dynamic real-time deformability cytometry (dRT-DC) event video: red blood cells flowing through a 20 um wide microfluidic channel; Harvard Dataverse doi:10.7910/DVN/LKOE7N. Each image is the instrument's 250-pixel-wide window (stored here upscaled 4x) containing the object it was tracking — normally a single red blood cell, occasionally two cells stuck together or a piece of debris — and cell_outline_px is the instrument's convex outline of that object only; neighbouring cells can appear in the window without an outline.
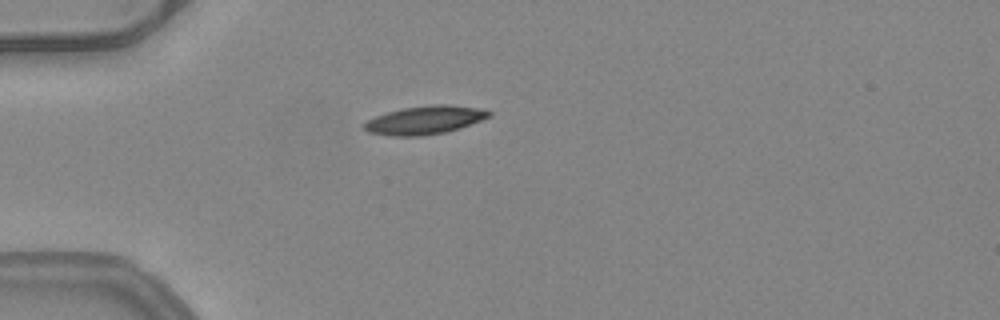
{"species": "common noctule bat (a hibernating species)", "species_latin": "Nyctalus noctula", "temperature_condition": "warm", "stored_images_in_passage": 38, "camera_frame_rate_fps": 3000, "um_per_image_px": 0.085, "animal": {"sex": "female", "body_mass_g": 24.6, "forearm_length_mm": 56.2}, "frame": {"image": 1, "passage_image": 1, "time_ms": 0.0, "image_size_px": [1000, 320], "cell_outline_px": [[492, 116], [460, 128], [444, 132], [420, 136], [388, 136], [368, 132], [360, 124], [376, 116], [388, 112], [404, 108], [432, 104], [448, 104], [484, 108], [492, 112]], "centroid_in_image_um": [36.13, 10.2], "position_along_channel_um": 48.9, "area_um2": 20.81}}
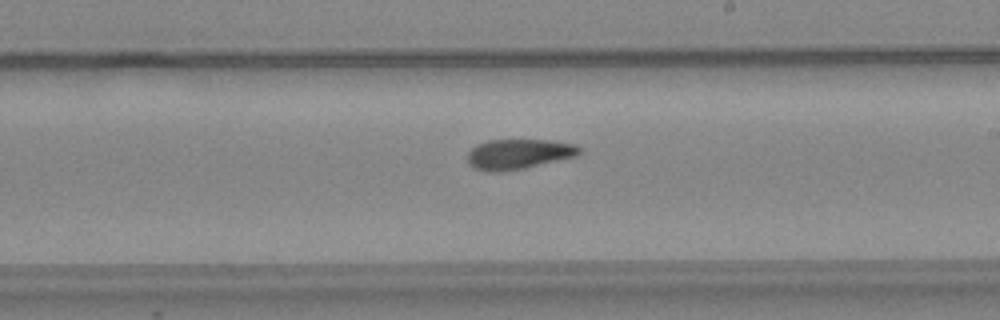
{"frame": {"image": 2, "passage_image": 17, "time_ms": 5.333, "image_size_px": [1000, 320], "cell_outline_px": [[580, 152], [576, 156], [524, 168], [476, 168], [468, 164], [468, 152], [476, 144], [488, 140], [548, 140], [576, 144], [580, 148]], "centroid_in_image_um": [44.14, 13.03], "position_along_channel_um": 244.9, "area_um2": 18.67}}
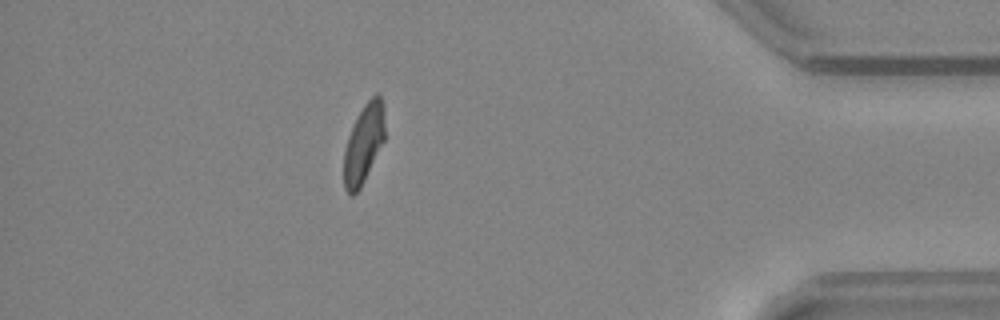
{"frame": {"image": 3, "passage_image": 32, "time_ms": 10.333, "image_size_px": [1000, 320], "cell_outline_px": [[384, 140], [360, 188], [352, 196], [344, 188], [344, 152], [348, 136], [364, 104], [376, 92], [380, 92], [384, 104]], "centroid_in_image_um": [30.93, 12.17], "position_along_channel_um": 404.3, "area_um2": 18.61}, "authors_computed_cell_mechanics": {"area_um2": 19.9121, "velocity_mm_per_s": 4.027, "shape_relaxation_time_tau1_ms": 7.4811, "shape_relaxation_time_tau2_ms": 3.0759, "deformation_change_tau1": 0.2308, "deformation_change_tau2": 0.0897}}